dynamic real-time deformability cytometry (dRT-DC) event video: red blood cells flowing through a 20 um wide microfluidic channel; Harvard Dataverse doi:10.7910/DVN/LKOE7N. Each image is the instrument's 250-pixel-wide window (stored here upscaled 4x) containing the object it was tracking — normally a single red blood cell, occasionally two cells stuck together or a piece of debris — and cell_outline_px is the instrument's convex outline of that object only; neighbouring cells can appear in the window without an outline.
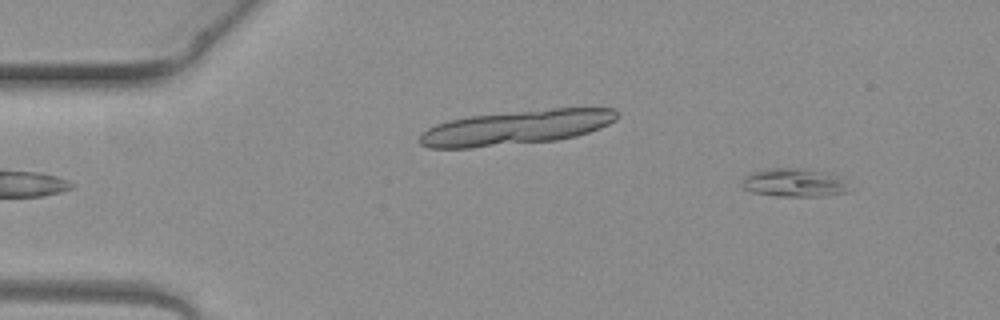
{"species": "common noctule bat (a hibernating species)", "species_latin": "Nyctalus noctula", "temperature_condition": "warm", "stored_images_in_passage": 4, "camera_frame_rate_fps": 3000, "um_per_image_px": 0.085, "animal": {"sex": "female", "body_mass_g": 19.3, "forearm_length_mm": 54.1}, "frame": {"image": 1, "passage_image": 4, "time_ms": 1.0, "image_size_px": [1000, 320], "cell_outline_px": [[852, 192], [820, 196], [776, 196], [752, 192], [744, 188], [740, 184], [744, 176], [768, 168], [804, 168], [844, 176], [852, 188]], "centroid_in_image_um": [67.62, 15.53], "position_along_channel_um": 17.4, "area_um2": 18.21}}